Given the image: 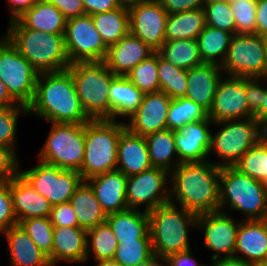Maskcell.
Here are the masks:
<instances>
[{"label":"cell","mask_w":267,"mask_h":266,"mask_svg":"<svg viewBox=\"0 0 267 266\" xmlns=\"http://www.w3.org/2000/svg\"><path fill=\"white\" fill-rule=\"evenodd\" d=\"M2 235L7 241L10 266H52L30 236L19 226H13Z\"/></svg>","instance_id":"obj_28"},{"label":"cell","mask_w":267,"mask_h":266,"mask_svg":"<svg viewBox=\"0 0 267 266\" xmlns=\"http://www.w3.org/2000/svg\"><path fill=\"white\" fill-rule=\"evenodd\" d=\"M155 53L132 33L108 47L104 63L115 75L126 76L136 65Z\"/></svg>","instance_id":"obj_20"},{"label":"cell","mask_w":267,"mask_h":266,"mask_svg":"<svg viewBox=\"0 0 267 266\" xmlns=\"http://www.w3.org/2000/svg\"><path fill=\"white\" fill-rule=\"evenodd\" d=\"M5 36L38 73L58 72L70 65L64 35L8 27Z\"/></svg>","instance_id":"obj_5"},{"label":"cell","mask_w":267,"mask_h":266,"mask_svg":"<svg viewBox=\"0 0 267 266\" xmlns=\"http://www.w3.org/2000/svg\"><path fill=\"white\" fill-rule=\"evenodd\" d=\"M13 211L17 221L29 218L49 217L52 209L50 202L39 194L19 174L10 181Z\"/></svg>","instance_id":"obj_25"},{"label":"cell","mask_w":267,"mask_h":266,"mask_svg":"<svg viewBox=\"0 0 267 266\" xmlns=\"http://www.w3.org/2000/svg\"><path fill=\"white\" fill-rule=\"evenodd\" d=\"M16 225L18 221L13 211L10 181L0 183V235Z\"/></svg>","instance_id":"obj_47"},{"label":"cell","mask_w":267,"mask_h":266,"mask_svg":"<svg viewBox=\"0 0 267 266\" xmlns=\"http://www.w3.org/2000/svg\"><path fill=\"white\" fill-rule=\"evenodd\" d=\"M106 221L110 225L118 243L135 241L136 239H151L148 212L127 209L107 215Z\"/></svg>","instance_id":"obj_30"},{"label":"cell","mask_w":267,"mask_h":266,"mask_svg":"<svg viewBox=\"0 0 267 266\" xmlns=\"http://www.w3.org/2000/svg\"><path fill=\"white\" fill-rule=\"evenodd\" d=\"M87 230L81 227L54 226L52 254L48 257L50 264L60 262L86 263Z\"/></svg>","instance_id":"obj_22"},{"label":"cell","mask_w":267,"mask_h":266,"mask_svg":"<svg viewBox=\"0 0 267 266\" xmlns=\"http://www.w3.org/2000/svg\"><path fill=\"white\" fill-rule=\"evenodd\" d=\"M64 40L70 64L102 62L106 57L108 47L97 32L91 15L66 20Z\"/></svg>","instance_id":"obj_14"},{"label":"cell","mask_w":267,"mask_h":266,"mask_svg":"<svg viewBox=\"0 0 267 266\" xmlns=\"http://www.w3.org/2000/svg\"><path fill=\"white\" fill-rule=\"evenodd\" d=\"M153 255L151 239H136L119 243L112 260L121 266H142Z\"/></svg>","instance_id":"obj_41"},{"label":"cell","mask_w":267,"mask_h":266,"mask_svg":"<svg viewBox=\"0 0 267 266\" xmlns=\"http://www.w3.org/2000/svg\"><path fill=\"white\" fill-rule=\"evenodd\" d=\"M219 211L227 214L229 211L242 212L244 220L266 219V185L234 166L221 167Z\"/></svg>","instance_id":"obj_4"},{"label":"cell","mask_w":267,"mask_h":266,"mask_svg":"<svg viewBox=\"0 0 267 266\" xmlns=\"http://www.w3.org/2000/svg\"><path fill=\"white\" fill-rule=\"evenodd\" d=\"M8 24V27H26L48 34L64 35L66 19L48 0H39L31 9Z\"/></svg>","instance_id":"obj_27"},{"label":"cell","mask_w":267,"mask_h":266,"mask_svg":"<svg viewBox=\"0 0 267 266\" xmlns=\"http://www.w3.org/2000/svg\"><path fill=\"white\" fill-rule=\"evenodd\" d=\"M267 251V218L240 220L234 257L258 266Z\"/></svg>","instance_id":"obj_21"},{"label":"cell","mask_w":267,"mask_h":266,"mask_svg":"<svg viewBox=\"0 0 267 266\" xmlns=\"http://www.w3.org/2000/svg\"><path fill=\"white\" fill-rule=\"evenodd\" d=\"M113 231L107 221L87 231L86 262L94 255V261L112 260L118 246Z\"/></svg>","instance_id":"obj_37"},{"label":"cell","mask_w":267,"mask_h":266,"mask_svg":"<svg viewBox=\"0 0 267 266\" xmlns=\"http://www.w3.org/2000/svg\"><path fill=\"white\" fill-rule=\"evenodd\" d=\"M241 173L267 185V143L261 139L234 165Z\"/></svg>","instance_id":"obj_40"},{"label":"cell","mask_w":267,"mask_h":266,"mask_svg":"<svg viewBox=\"0 0 267 266\" xmlns=\"http://www.w3.org/2000/svg\"><path fill=\"white\" fill-rule=\"evenodd\" d=\"M262 81L263 78L245 77V93L247 96L248 109L253 114L260 109L262 99L265 97V84Z\"/></svg>","instance_id":"obj_49"},{"label":"cell","mask_w":267,"mask_h":266,"mask_svg":"<svg viewBox=\"0 0 267 266\" xmlns=\"http://www.w3.org/2000/svg\"><path fill=\"white\" fill-rule=\"evenodd\" d=\"M92 16L95 28L107 47L118 43L130 32L129 11L119 7L112 11L97 13Z\"/></svg>","instance_id":"obj_34"},{"label":"cell","mask_w":267,"mask_h":266,"mask_svg":"<svg viewBox=\"0 0 267 266\" xmlns=\"http://www.w3.org/2000/svg\"><path fill=\"white\" fill-rule=\"evenodd\" d=\"M144 138L153 167L171 172L181 163L174 140V130L165 129L148 134Z\"/></svg>","instance_id":"obj_32"},{"label":"cell","mask_w":267,"mask_h":266,"mask_svg":"<svg viewBox=\"0 0 267 266\" xmlns=\"http://www.w3.org/2000/svg\"><path fill=\"white\" fill-rule=\"evenodd\" d=\"M207 118L208 112L193 100L185 97L172 99L167 114V129L176 130L189 122Z\"/></svg>","instance_id":"obj_38"},{"label":"cell","mask_w":267,"mask_h":266,"mask_svg":"<svg viewBox=\"0 0 267 266\" xmlns=\"http://www.w3.org/2000/svg\"><path fill=\"white\" fill-rule=\"evenodd\" d=\"M49 218L53 226L78 227L76 213L69 202L52 206Z\"/></svg>","instance_id":"obj_50"},{"label":"cell","mask_w":267,"mask_h":266,"mask_svg":"<svg viewBox=\"0 0 267 266\" xmlns=\"http://www.w3.org/2000/svg\"><path fill=\"white\" fill-rule=\"evenodd\" d=\"M85 181L107 215L129 209L126 202L127 177L121 171L98 174Z\"/></svg>","instance_id":"obj_23"},{"label":"cell","mask_w":267,"mask_h":266,"mask_svg":"<svg viewBox=\"0 0 267 266\" xmlns=\"http://www.w3.org/2000/svg\"><path fill=\"white\" fill-rule=\"evenodd\" d=\"M223 75L221 66L216 64L204 63L187 70L185 98L193 100L209 113Z\"/></svg>","instance_id":"obj_24"},{"label":"cell","mask_w":267,"mask_h":266,"mask_svg":"<svg viewBox=\"0 0 267 266\" xmlns=\"http://www.w3.org/2000/svg\"><path fill=\"white\" fill-rule=\"evenodd\" d=\"M48 123L86 124L91 119L83 110L68 69L39 73L28 115Z\"/></svg>","instance_id":"obj_2"},{"label":"cell","mask_w":267,"mask_h":266,"mask_svg":"<svg viewBox=\"0 0 267 266\" xmlns=\"http://www.w3.org/2000/svg\"><path fill=\"white\" fill-rule=\"evenodd\" d=\"M130 33L157 52L165 39L167 11L159 0L135 5L128 9Z\"/></svg>","instance_id":"obj_17"},{"label":"cell","mask_w":267,"mask_h":266,"mask_svg":"<svg viewBox=\"0 0 267 266\" xmlns=\"http://www.w3.org/2000/svg\"><path fill=\"white\" fill-rule=\"evenodd\" d=\"M263 131V140L267 143V124L262 127Z\"/></svg>","instance_id":"obj_64"},{"label":"cell","mask_w":267,"mask_h":266,"mask_svg":"<svg viewBox=\"0 0 267 266\" xmlns=\"http://www.w3.org/2000/svg\"><path fill=\"white\" fill-rule=\"evenodd\" d=\"M197 216L171 202L149 211V233L154 255L166 258L190 249L189 232L191 228H197Z\"/></svg>","instance_id":"obj_3"},{"label":"cell","mask_w":267,"mask_h":266,"mask_svg":"<svg viewBox=\"0 0 267 266\" xmlns=\"http://www.w3.org/2000/svg\"><path fill=\"white\" fill-rule=\"evenodd\" d=\"M168 14L204 8L206 0H159Z\"/></svg>","instance_id":"obj_51"},{"label":"cell","mask_w":267,"mask_h":266,"mask_svg":"<svg viewBox=\"0 0 267 266\" xmlns=\"http://www.w3.org/2000/svg\"><path fill=\"white\" fill-rule=\"evenodd\" d=\"M142 266H168V264L165 257L153 255Z\"/></svg>","instance_id":"obj_60"},{"label":"cell","mask_w":267,"mask_h":266,"mask_svg":"<svg viewBox=\"0 0 267 266\" xmlns=\"http://www.w3.org/2000/svg\"><path fill=\"white\" fill-rule=\"evenodd\" d=\"M117 1L119 3L120 7H124V8L129 9L135 5L150 2L153 0H117Z\"/></svg>","instance_id":"obj_61"},{"label":"cell","mask_w":267,"mask_h":266,"mask_svg":"<svg viewBox=\"0 0 267 266\" xmlns=\"http://www.w3.org/2000/svg\"><path fill=\"white\" fill-rule=\"evenodd\" d=\"M81 106L91 120L109 119V89L116 76L102 62H77L67 68Z\"/></svg>","instance_id":"obj_7"},{"label":"cell","mask_w":267,"mask_h":266,"mask_svg":"<svg viewBox=\"0 0 267 266\" xmlns=\"http://www.w3.org/2000/svg\"><path fill=\"white\" fill-rule=\"evenodd\" d=\"M213 124L218 127V131L211 133L209 154L217 156L219 160H213V163L219 167L234 166L251 147L263 139L262 126L254 117Z\"/></svg>","instance_id":"obj_8"},{"label":"cell","mask_w":267,"mask_h":266,"mask_svg":"<svg viewBox=\"0 0 267 266\" xmlns=\"http://www.w3.org/2000/svg\"><path fill=\"white\" fill-rule=\"evenodd\" d=\"M220 171L212 160L180 163L170 172V202L197 215L219 211Z\"/></svg>","instance_id":"obj_1"},{"label":"cell","mask_w":267,"mask_h":266,"mask_svg":"<svg viewBox=\"0 0 267 266\" xmlns=\"http://www.w3.org/2000/svg\"><path fill=\"white\" fill-rule=\"evenodd\" d=\"M257 0L230 2L235 20V34H256Z\"/></svg>","instance_id":"obj_46"},{"label":"cell","mask_w":267,"mask_h":266,"mask_svg":"<svg viewBox=\"0 0 267 266\" xmlns=\"http://www.w3.org/2000/svg\"><path fill=\"white\" fill-rule=\"evenodd\" d=\"M22 113L28 115V107L0 108V146L8 147L14 151L17 150L16 130Z\"/></svg>","instance_id":"obj_45"},{"label":"cell","mask_w":267,"mask_h":266,"mask_svg":"<svg viewBox=\"0 0 267 266\" xmlns=\"http://www.w3.org/2000/svg\"><path fill=\"white\" fill-rule=\"evenodd\" d=\"M24 106L19 104L8 92L6 85L0 80V108Z\"/></svg>","instance_id":"obj_57"},{"label":"cell","mask_w":267,"mask_h":266,"mask_svg":"<svg viewBox=\"0 0 267 266\" xmlns=\"http://www.w3.org/2000/svg\"><path fill=\"white\" fill-rule=\"evenodd\" d=\"M267 59V33L261 35Z\"/></svg>","instance_id":"obj_63"},{"label":"cell","mask_w":267,"mask_h":266,"mask_svg":"<svg viewBox=\"0 0 267 266\" xmlns=\"http://www.w3.org/2000/svg\"><path fill=\"white\" fill-rule=\"evenodd\" d=\"M206 25L235 34V20L228 0H206Z\"/></svg>","instance_id":"obj_44"},{"label":"cell","mask_w":267,"mask_h":266,"mask_svg":"<svg viewBox=\"0 0 267 266\" xmlns=\"http://www.w3.org/2000/svg\"><path fill=\"white\" fill-rule=\"evenodd\" d=\"M51 129L38 158L80 173L85 154V124L50 123Z\"/></svg>","instance_id":"obj_9"},{"label":"cell","mask_w":267,"mask_h":266,"mask_svg":"<svg viewBox=\"0 0 267 266\" xmlns=\"http://www.w3.org/2000/svg\"><path fill=\"white\" fill-rule=\"evenodd\" d=\"M267 84V78H263ZM255 120L263 127L267 124V85L265 86V97L262 99L260 109L254 114Z\"/></svg>","instance_id":"obj_59"},{"label":"cell","mask_w":267,"mask_h":266,"mask_svg":"<svg viewBox=\"0 0 267 266\" xmlns=\"http://www.w3.org/2000/svg\"><path fill=\"white\" fill-rule=\"evenodd\" d=\"M18 225L30 236L43 253L48 257L52 254L54 226L49 217L24 219L19 221Z\"/></svg>","instance_id":"obj_43"},{"label":"cell","mask_w":267,"mask_h":266,"mask_svg":"<svg viewBox=\"0 0 267 266\" xmlns=\"http://www.w3.org/2000/svg\"><path fill=\"white\" fill-rule=\"evenodd\" d=\"M126 202L129 209L149 212L170 202V172L152 167L140 174L127 177ZM141 206V207H140Z\"/></svg>","instance_id":"obj_13"},{"label":"cell","mask_w":267,"mask_h":266,"mask_svg":"<svg viewBox=\"0 0 267 266\" xmlns=\"http://www.w3.org/2000/svg\"><path fill=\"white\" fill-rule=\"evenodd\" d=\"M234 1H242V0H229V2H234Z\"/></svg>","instance_id":"obj_66"},{"label":"cell","mask_w":267,"mask_h":266,"mask_svg":"<svg viewBox=\"0 0 267 266\" xmlns=\"http://www.w3.org/2000/svg\"><path fill=\"white\" fill-rule=\"evenodd\" d=\"M258 266H267V251L265 253V256H264L262 262Z\"/></svg>","instance_id":"obj_65"},{"label":"cell","mask_w":267,"mask_h":266,"mask_svg":"<svg viewBox=\"0 0 267 266\" xmlns=\"http://www.w3.org/2000/svg\"><path fill=\"white\" fill-rule=\"evenodd\" d=\"M126 77L144 94L160 91L158 53L136 65Z\"/></svg>","instance_id":"obj_42"},{"label":"cell","mask_w":267,"mask_h":266,"mask_svg":"<svg viewBox=\"0 0 267 266\" xmlns=\"http://www.w3.org/2000/svg\"><path fill=\"white\" fill-rule=\"evenodd\" d=\"M96 266H121L119 263H117L114 260H99L96 261Z\"/></svg>","instance_id":"obj_62"},{"label":"cell","mask_w":267,"mask_h":266,"mask_svg":"<svg viewBox=\"0 0 267 266\" xmlns=\"http://www.w3.org/2000/svg\"><path fill=\"white\" fill-rule=\"evenodd\" d=\"M61 13L66 20L85 15L84 5L82 0H48Z\"/></svg>","instance_id":"obj_52"},{"label":"cell","mask_w":267,"mask_h":266,"mask_svg":"<svg viewBox=\"0 0 267 266\" xmlns=\"http://www.w3.org/2000/svg\"><path fill=\"white\" fill-rule=\"evenodd\" d=\"M69 203L76 213L78 227L87 231L107 219V214L98 202L93 189L86 181H83L76 189Z\"/></svg>","instance_id":"obj_31"},{"label":"cell","mask_w":267,"mask_h":266,"mask_svg":"<svg viewBox=\"0 0 267 266\" xmlns=\"http://www.w3.org/2000/svg\"><path fill=\"white\" fill-rule=\"evenodd\" d=\"M152 167L144 136L135 135L125 129L118 142L116 170L128 177Z\"/></svg>","instance_id":"obj_26"},{"label":"cell","mask_w":267,"mask_h":266,"mask_svg":"<svg viewBox=\"0 0 267 266\" xmlns=\"http://www.w3.org/2000/svg\"><path fill=\"white\" fill-rule=\"evenodd\" d=\"M210 266H253L237 257L217 258L211 260Z\"/></svg>","instance_id":"obj_58"},{"label":"cell","mask_w":267,"mask_h":266,"mask_svg":"<svg viewBox=\"0 0 267 266\" xmlns=\"http://www.w3.org/2000/svg\"><path fill=\"white\" fill-rule=\"evenodd\" d=\"M16 151L0 146V183H8L20 173V162Z\"/></svg>","instance_id":"obj_48"},{"label":"cell","mask_w":267,"mask_h":266,"mask_svg":"<svg viewBox=\"0 0 267 266\" xmlns=\"http://www.w3.org/2000/svg\"><path fill=\"white\" fill-rule=\"evenodd\" d=\"M208 117L213 123L254 117L248 109L245 77L223 75L217 86Z\"/></svg>","instance_id":"obj_16"},{"label":"cell","mask_w":267,"mask_h":266,"mask_svg":"<svg viewBox=\"0 0 267 266\" xmlns=\"http://www.w3.org/2000/svg\"><path fill=\"white\" fill-rule=\"evenodd\" d=\"M267 33V0H257L256 5V34Z\"/></svg>","instance_id":"obj_56"},{"label":"cell","mask_w":267,"mask_h":266,"mask_svg":"<svg viewBox=\"0 0 267 266\" xmlns=\"http://www.w3.org/2000/svg\"><path fill=\"white\" fill-rule=\"evenodd\" d=\"M126 129L119 120H90L85 124V154L80 174L85 181L117 168V147Z\"/></svg>","instance_id":"obj_6"},{"label":"cell","mask_w":267,"mask_h":266,"mask_svg":"<svg viewBox=\"0 0 267 266\" xmlns=\"http://www.w3.org/2000/svg\"><path fill=\"white\" fill-rule=\"evenodd\" d=\"M172 99L162 91L145 94L138 109L124 121L128 131L146 136L167 129V114Z\"/></svg>","instance_id":"obj_18"},{"label":"cell","mask_w":267,"mask_h":266,"mask_svg":"<svg viewBox=\"0 0 267 266\" xmlns=\"http://www.w3.org/2000/svg\"><path fill=\"white\" fill-rule=\"evenodd\" d=\"M158 77L160 91L171 99L183 98L187 91V70L163 60L158 54Z\"/></svg>","instance_id":"obj_39"},{"label":"cell","mask_w":267,"mask_h":266,"mask_svg":"<svg viewBox=\"0 0 267 266\" xmlns=\"http://www.w3.org/2000/svg\"><path fill=\"white\" fill-rule=\"evenodd\" d=\"M38 75L9 39L0 37V80L19 104L28 107L33 102Z\"/></svg>","instance_id":"obj_10"},{"label":"cell","mask_w":267,"mask_h":266,"mask_svg":"<svg viewBox=\"0 0 267 266\" xmlns=\"http://www.w3.org/2000/svg\"><path fill=\"white\" fill-rule=\"evenodd\" d=\"M206 26L204 8L168 14L165 39L184 40L197 39Z\"/></svg>","instance_id":"obj_33"},{"label":"cell","mask_w":267,"mask_h":266,"mask_svg":"<svg viewBox=\"0 0 267 266\" xmlns=\"http://www.w3.org/2000/svg\"><path fill=\"white\" fill-rule=\"evenodd\" d=\"M85 14L94 15L119 8L117 0H82Z\"/></svg>","instance_id":"obj_53"},{"label":"cell","mask_w":267,"mask_h":266,"mask_svg":"<svg viewBox=\"0 0 267 266\" xmlns=\"http://www.w3.org/2000/svg\"><path fill=\"white\" fill-rule=\"evenodd\" d=\"M157 53L166 62L184 70L204 64L197 39L165 41Z\"/></svg>","instance_id":"obj_35"},{"label":"cell","mask_w":267,"mask_h":266,"mask_svg":"<svg viewBox=\"0 0 267 266\" xmlns=\"http://www.w3.org/2000/svg\"><path fill=\"white\" fill-rule=\"evenodd\" d=\"M211 125L209 117L205 120L193 121L174 130V140L181 163L202 162L212 158L209 150L211 147Z\"/></svg>","instance_id":"obj_19"},{"label":"cell","mask_w":267,"mask_h":266,"mask_svg":"<svg viewBox=\"0 0 267 266\" xmlns=\"http://www.w3.org/2000/svg\"><path fill=\"white\" fill-rule=\"evenodd\" d=\"M192 248L177 253L170 254L166 257L168 266H205L198 261L192 255Z\"/></svg>","instance_id":"obj_54"},{"label":"cell","mask_w":267,"mask_h":266,"mask_svg":"<svg viewBox=\"0 0 267 266\" xmlns=\"http://www.w3.org/2000/svg\"><path fill=\"white\" fill-rule=\"evenodd\" d=\"M221 68L229 76L267 78L262 37L258 34H234Z\"/></svg>","instance_id":"obj_12"},{"label":"cell","mask_w":267,"mask_h":266,"mask_svg":"<svg viewBox=\"0 0 267 266\" xmlns=\"http://www.w3.org/2000/svg\"><path fill=\"white\" fill-rule=\"evenodd\" d=\"M144 95L126 76L116 75L109 89V119L122 117L124 122L138 109Z\"/></svg>","instance_id":"obj_29"},{"label":"cell","mask_w":267,"mask_h":266,"mask_svg":"<svg viewBox=\"0 0 267 266\" xmlns=\"http://www.w3.org/2000/svg\"><path fill=\"white\" fill-rule=\"evenodd\" d=\"M38 163L20 175L52 206L69 202L76 189L84 181L81 174L74 170H65L54 164L38 159Z\"/></svg>","instance_id":"obj_11"},{"label":"cell","mask_w":267,"mask_h":266,"mask_svg":"<svg viewBox=\"0 0 267 266\" xmlns=\"http://www.w3.org/2000/svg\"><path fill=\"white\" fill-rule=\"evenodd\" d=\"M233 34L206 25L197 42L203 63L222 66Z\"/></svg>","instance_id":"obj_36"},{"label":"cell","mask_w":267,"mask_h":266,"mask_svg":"<svg viewBox=\"0 0 267 266\" xmlns=\"http://www.w3.org/2000/svg\"><path fill=\"white\" fill-rule=\"evenodd\" d=\"M39 0H7L9 9V21L19 18L25 11L31 9Z\"/></svg>","instance_id":"obj_55"},{"label":"cell","mask_w":267,"mask_h":266,"mask_svg":"<svg viewBox=\"0 0 267 266\" xmlns=\"http://www.w3.org/2000/svg\"><path fill=\"white\" fill-rule=\"evenodd\" d=\"M221 211L197 216V228L204 232V246L212 250L211 259L234 257L240 221ZM202 229V230H201ZM224 254V255H223ZM222 255V256H221Z\"/></svg>","instance_id":"obj_15"}]
</instances>
